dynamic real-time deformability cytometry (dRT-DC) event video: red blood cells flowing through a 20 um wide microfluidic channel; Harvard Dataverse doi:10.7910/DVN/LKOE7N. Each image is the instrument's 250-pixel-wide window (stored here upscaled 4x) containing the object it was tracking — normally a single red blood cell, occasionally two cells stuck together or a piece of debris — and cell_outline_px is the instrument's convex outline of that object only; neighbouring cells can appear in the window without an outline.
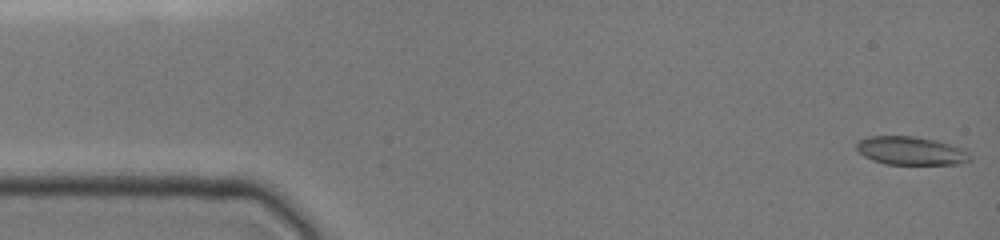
{"species": "common noctule bat (a hibernating species)", "species_latin": "Nyctalus noctula", "temperature_condition": "cold", "stored_images_in_passage": 16, "camera_frame_rate_fps": 3000, "um_per_image_px": 0.085, "animal": {"sex": "female", "body_mass_g": 19.0, "forearm_length_mm": 51.5}, "frame": {"image": 1, "passage_image": 1, "time_ms": 0.0, "image_size_px": [1000, 240], "cell_outline_px": [[972, 160], [960, 164], [884, 164], [872, 160], [864, 156], [856, 148], [856, 140], [868, 136], [912, 136], [936, 140], [964, 148], [972, 156]], "centroid_in_image_um": [77.44, 12.81], "position_along_channel_um": 7.6, "area_um2": 19.02}}
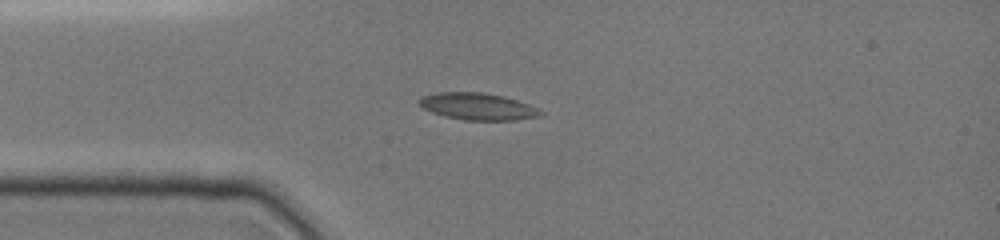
{"frame": {"image": 2, "passage_image": 10, "time_ms": 3.667, "image_size_px": [1000, 240], "cell_outline_px": [[544, 112], [540, 116], [516, 120], [464, 120], [444, 116], [432, 112], [424, 108], [416, 100], [420, 96], [436, 92], [484, 92], [504, 96], [528, 104]], "centroid_in_image_um": [40.57, 9.04], "position_along_channel_um": 44.4, "area_um2": 19.13}}
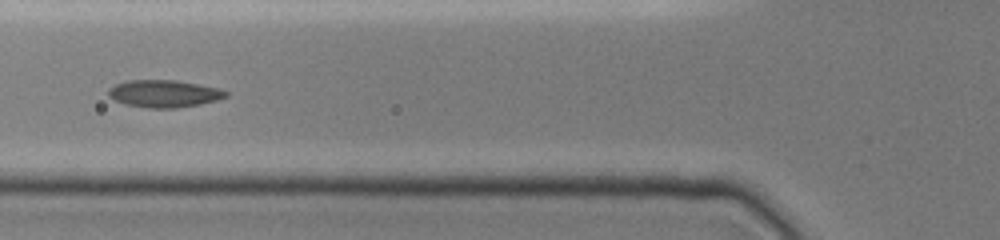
{"frame": {"image": 3, "passage_image": 14, "time_ms": 5.667, "image_size_px": [1000, 240], "cell_outline_px": [[228, 96], [216, 100], [200, 104], [176, 108], [148, 108], [124, 104], [108, 96], [108, 88], [116, 84], [128, 80], [176, 80], [220, 88], [228, 92]], "centroid_in_image_um": [13.94, 7.96], "position_along_channel_um": 111.9, "area_um2": 18.73}}